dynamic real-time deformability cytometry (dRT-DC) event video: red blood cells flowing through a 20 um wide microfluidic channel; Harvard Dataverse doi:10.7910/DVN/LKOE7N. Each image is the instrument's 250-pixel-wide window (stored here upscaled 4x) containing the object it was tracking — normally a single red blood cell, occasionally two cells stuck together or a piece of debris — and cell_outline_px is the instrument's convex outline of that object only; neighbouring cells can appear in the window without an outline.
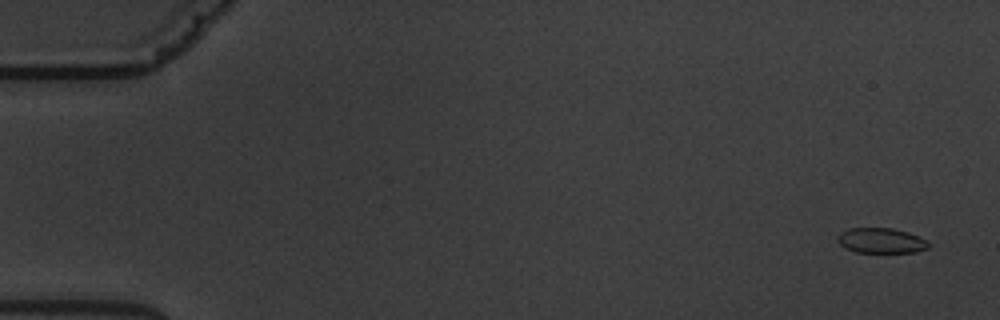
{"species": "common noctule bat (a hibernating species)", "species_latin": "Nyctalus noctula", "temperature_condition": "warm", "stored_images_in_passage": 5, "camera_frame_rate_fps": 3000, "um_per_image_px": 0.085, "animal": {"sex": "male", "body_mass_g": 19.5, "forearm_length_mm": 54.6}, "frame": {"image": 1, "passage_image": 1, "time_ms": 0.0, "image_size_px": [1000, 320], "cell_outline_px": [[928, 248], [916, 252], [856, 252], [844, 248], [836, 240], [836, 236], [840, 232], [848, 228], [892, 228], [908, 232], [924, 240], [928, 244]], "centroid_in_image_um": [74.81, 20.45], "position_along_channel_um": 10.2, "area_um2": 13.29}}
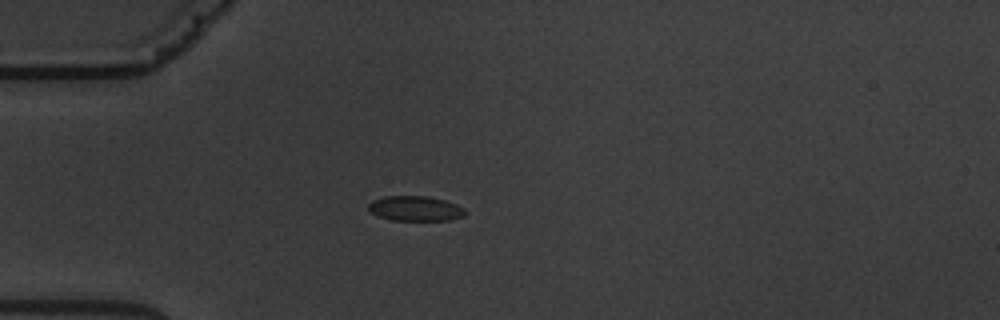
{"frame": {"image": 2, "passage_image": 5, "time_ms": 4.667, "image_size_px": [1000, 320], "cell_outline_px": [[468, 212], [464, 216], [448, 220], [392, 220], [380, 216], [372, 212], [368, 208], [368, 204], [372, 200], [384, 196], [428, 196], [444, 200], [456, 204], [464, 208]], "centroid_in_image_um": [35.33, 17.71], "position_along_channel_um": 49.7, "area_um2": 14.05}}